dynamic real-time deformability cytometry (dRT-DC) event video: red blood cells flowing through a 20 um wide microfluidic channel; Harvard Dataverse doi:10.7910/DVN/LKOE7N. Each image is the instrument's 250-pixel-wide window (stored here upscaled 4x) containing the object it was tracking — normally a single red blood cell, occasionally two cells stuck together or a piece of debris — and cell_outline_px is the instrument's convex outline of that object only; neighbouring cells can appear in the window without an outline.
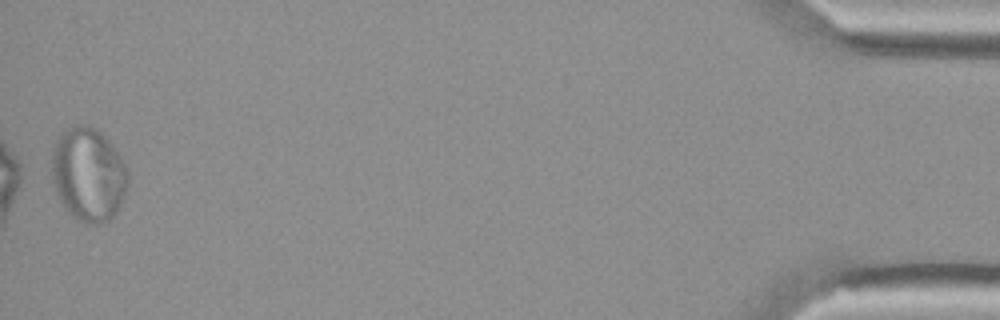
{"species": "Egyptian fruit bat (a non-hibernating species)", "species_latin": "Rousettus aegyptiacus", "temperature_condition": "cold", "stored_images_in_passage": 39, "segment_of_instrument_passage": [2, 2], "camera_frame_rate_fps": 3000, "um_per_image_px": 0.085, "animal": {"sex": "female"}, "frame": {"image": 1, "passage_image": 39, "time_ms": 12.667, "image_size_px": [1000, 320], "cell_outline_px": [[128, 184], [120, 204], [116, 212], [108, 220], [96, 224], [88, 224], [72, 216], [64, 208], [56, 192], [52, 180], [52, 148], [56, 136], [64, 128], [76, 124], [88, 124], [96, 128], [108, 140], [120, 156], [128, 168]], "centroid_in_image_um": [7.48, 14.78], "position_along_channel_um": 427.7, "area_um2": 42.02}}